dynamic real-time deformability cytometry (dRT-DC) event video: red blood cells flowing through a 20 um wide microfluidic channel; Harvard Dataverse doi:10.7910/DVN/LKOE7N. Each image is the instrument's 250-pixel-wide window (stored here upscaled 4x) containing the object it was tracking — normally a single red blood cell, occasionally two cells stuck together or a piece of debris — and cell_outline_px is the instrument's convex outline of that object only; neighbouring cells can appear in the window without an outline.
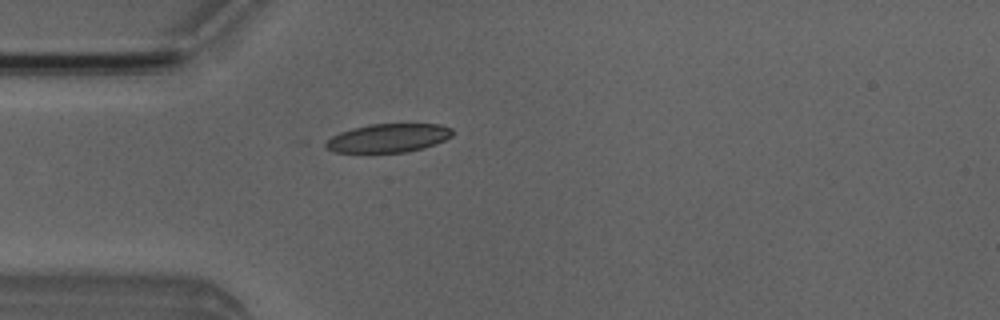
{"species": "Egyptian fruit bat (a non-hibernating species)", "species_latin": "Rousettus aegyptiacus", "temperature_condition": "room temperature", "stored_images_in_passage": 2, "camera_frame_rate_fps": 3000, "um_per_image_px": 0.085, "animal": {"sex": "male"}, "frame": {"image": 1, "passage_image": 2, "time_ms": 1.0, "image_size_px": [1000, 320], "cell_outline_px": [[452, 136], [436, 144], [424, 148], [408, 152], [336, 152], [328, 148], [324, 144], [332, 136], [340, 132], [352, 128], [368, 124], [440, 124], [452, 128]], "centroid_in_image_um": [33.04, 11.72], "position_along_channel_um": 52.0, "area_um2": 21.04}}